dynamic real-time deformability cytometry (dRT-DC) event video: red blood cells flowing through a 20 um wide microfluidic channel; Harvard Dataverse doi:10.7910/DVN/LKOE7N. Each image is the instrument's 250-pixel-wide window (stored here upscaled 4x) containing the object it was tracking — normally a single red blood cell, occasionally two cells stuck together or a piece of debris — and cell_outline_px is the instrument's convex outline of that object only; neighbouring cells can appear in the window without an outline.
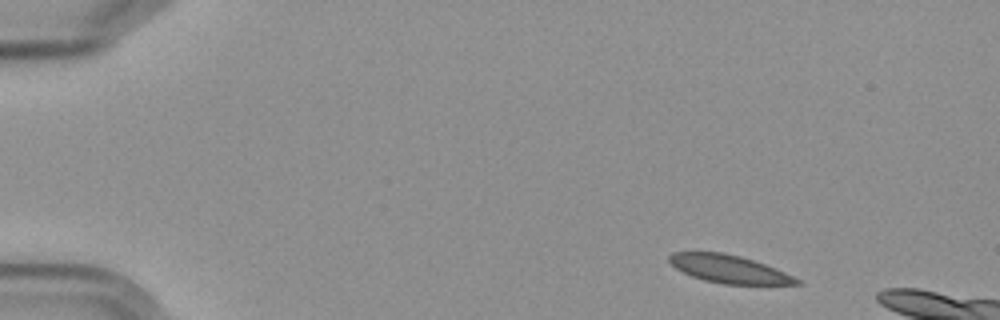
{"species": "Egyptian fruit bat (a non-hibernating species)", "species_latin": "Rousettus aegyptiacus", "temperature_condition": "cold", "stored_images_in_passage": 4, "camera_frame_rate_fps": 3000, "um_per_image_px": 0.085, "frame": {"image": 1, "passage_image": 1, "time_ms": 0.0, "image_size_px": [1000, 320], "cell_outline_px": [[804, 284], [724, 284], [704, 280], [692, 276], [676, 268], [668, 260], [668, 256], [672, 252], [720, 252], [740, 256], [776, 268], [800, 280]], "centroid_in_image_um": [61.95, 22.86], "position_along_channel_um": 23.0, "area_um2": 20.46}}